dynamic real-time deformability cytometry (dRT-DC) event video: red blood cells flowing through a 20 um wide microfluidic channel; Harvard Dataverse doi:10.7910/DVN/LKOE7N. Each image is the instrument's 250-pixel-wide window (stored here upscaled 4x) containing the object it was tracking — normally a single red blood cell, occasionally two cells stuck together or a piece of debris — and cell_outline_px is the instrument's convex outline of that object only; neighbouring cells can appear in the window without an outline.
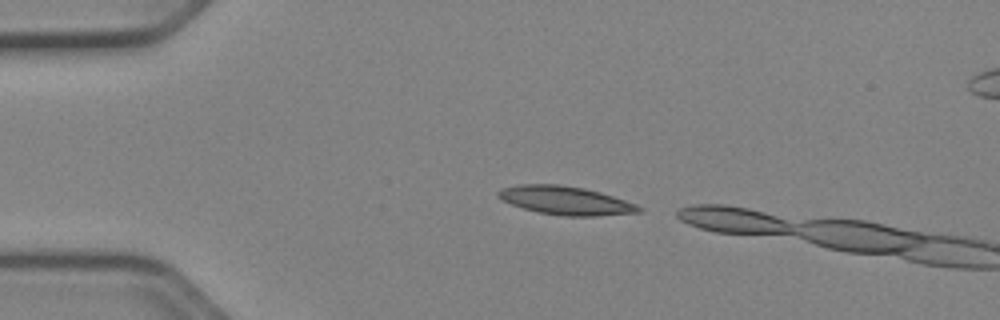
{"species": "Egyptian fruit bat (a non-hibernating species)", "species_latin": "Rousettus aegyptiacus", "temperature_condition": "cold", "stored_images_in_passage": 4, "camera_frame_rate_fps": 3000, "um_per_image_px": 0.085, "animal": {"sex": "female"}, "frame": {"image": 1, "passage_image": 2, "time_ms": 0.333, "image_size_px": [1000, 320], "cell_outline_px": [[644, 208], [640, 212], [596, 216], [564, 216], [540, 212], [524, 208], [512, 204], [496, 196], [496, 192], [500, 188], [520, 184], [560, 184], [584, 188], [600, 192], [636, 204]], "centroid_in_image_um": [48.07, 17.03], "position_along_channel_um": 36.9, "area_um2": 23.24}}